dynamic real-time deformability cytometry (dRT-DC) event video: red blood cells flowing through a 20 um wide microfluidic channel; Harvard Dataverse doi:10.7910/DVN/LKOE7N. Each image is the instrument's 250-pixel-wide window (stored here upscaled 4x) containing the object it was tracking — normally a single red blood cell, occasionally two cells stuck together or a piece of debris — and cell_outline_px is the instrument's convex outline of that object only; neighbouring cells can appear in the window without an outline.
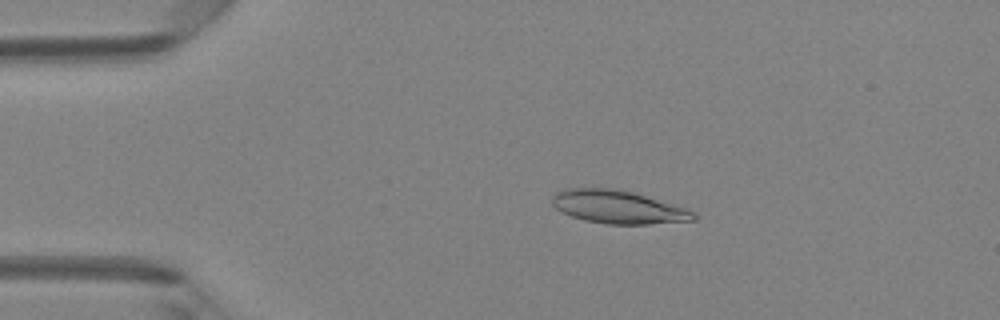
{"species": "Egyptian fruit bat (a non-hibernating species)", "species_latin": "Rousettus aegyptiacus", "temperature_condition": "room temperature", "stored_images_in_passage": 49, "camera_frame_rate_fps": 3000, "um_per_image_px": 0.085, "animal": {"sex": "female"}, "frame": {"image": 1, "passage_image": 10, "time_ms": 3.0, "image_size_px": [1000, 320], "cell_outline_px": [[696, 220], [648, 224], [608, 224], [584, 220], [572, 216], [556, 208], [552, 204], [552, 196], [556, 192], [564, 188], [620, 188], [636, 192], [688, 208], [696, 216]], "centroid_in_image_um": [52.56, 17.57], "position_along_channel_um": 32.4, "area_um2": 27.57}}
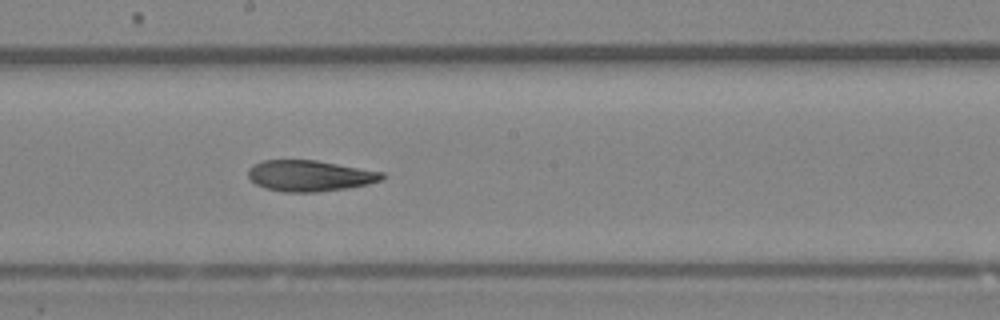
{"frame": {"image": 2, "passage_image": 27, "time_ms": 8.667, "image_size_px": [1000, 320], "cell_outline_px": [[384, 180], [368, 184], [348, 188], [316, 192], [284, 192], [264, 188], [256, 184], [248, 176], [248, 168], [252, 164], [264, 160], [316, 160], [384, 172]], "centroid_in_image_um": [26.33, 14.94], "position_along_channel_um": 221.9, "area_um2": 24.33}}
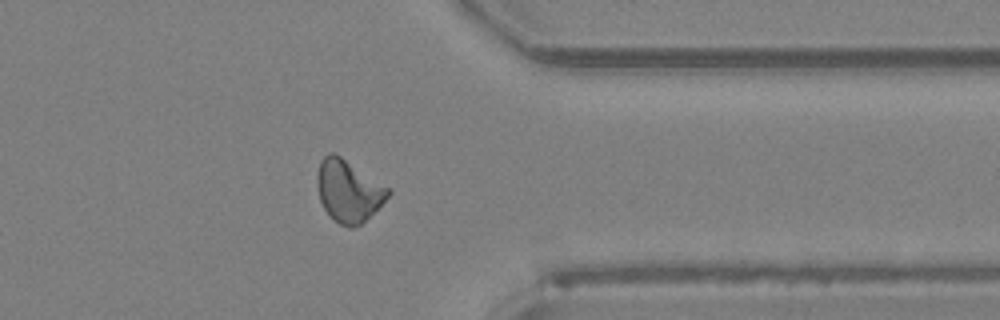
{"frame": {"image": 3, "passage_image": 39, "time_ms": 12.667, "image_size_px": [1000, 320], "cell_outline_px": [[392, 192], [360, 224], [352, 228], [348, 228], [332, 220], [324, 208], [320, 200], [316, 184], [316, 176], [320, 160], [328, 152], [332, 152], [340, 156], [388, 188]], "centroid_in_image_um": [29.55, 16.23], "position_along_channel_um": 381.9, "area_um2": 25.14}, "authors_computed_cell_mechanics": {"area_um2": 25.2008, "velocity_mm_per_s": 4.1986, "shape_relaxation_time_tau1_ms": 10.822, "shape_relaxation_time_tau2_ms": 8.988, "deformation_change_tau1": 0.2328, "deformation_change_tau2": 0.1624}}